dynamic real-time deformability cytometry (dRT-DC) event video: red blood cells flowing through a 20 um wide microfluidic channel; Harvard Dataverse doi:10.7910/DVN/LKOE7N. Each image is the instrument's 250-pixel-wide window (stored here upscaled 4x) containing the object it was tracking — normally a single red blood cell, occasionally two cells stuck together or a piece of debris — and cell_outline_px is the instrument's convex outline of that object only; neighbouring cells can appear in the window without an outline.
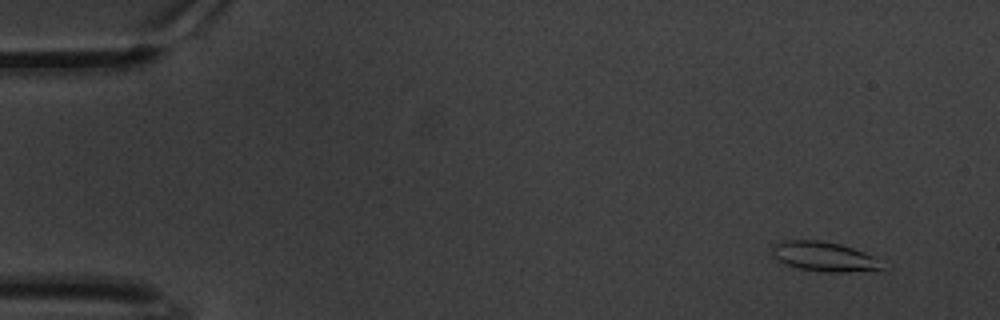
{"species": "common noctule bat (a hibernating species)", "species_latin": "Nyctalus noctula", "temperature_condition": "warm", "stored_images_in_passage": 62, "camera_frame_rate_fps": 3000, "um_per_image_px": 0.085, "animal": {"sex": "male", "body_mass_g": 20.1, "forearm_length_mm": 53.5}, "frame": {"image": 1, "passage_image": 5, "time_ms": 1.333, "image_size_px": [1000, 320], "cell_outline_px": [[884, 272], [824, 272], [800, 268], [784, 264], [772, 252], [772, 244], [784, 240], [816, 240], [840, 244], [864, 252], [872, 256], [884, 268]], "centroid_in_image_um": [70.1, 21.83], "position_along_channel_um": 14.9, "area_um2": 19.02}}
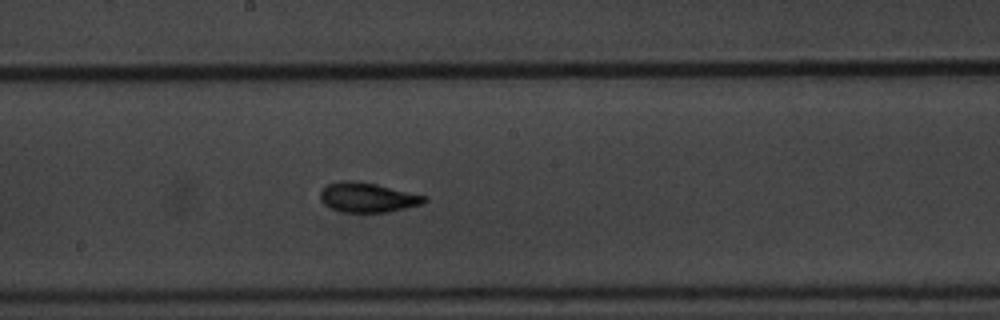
{"frame": {"image": 2, "passage_image": 34, "time_ms": 11.0, "image_size_px": [1000, 320], "cell_outline_px": [[428, 200], [420, 204], [388, 212], [340, 212], [324, 204], [320, 200], [320, 192], [328, 184], [340, 180], [348, 180], [376, 184], [428, 196]], "centroid_in_image_um": [31.23, 16.78], "position_along_channel_um": 217.0, "area_um2": 17.92}}
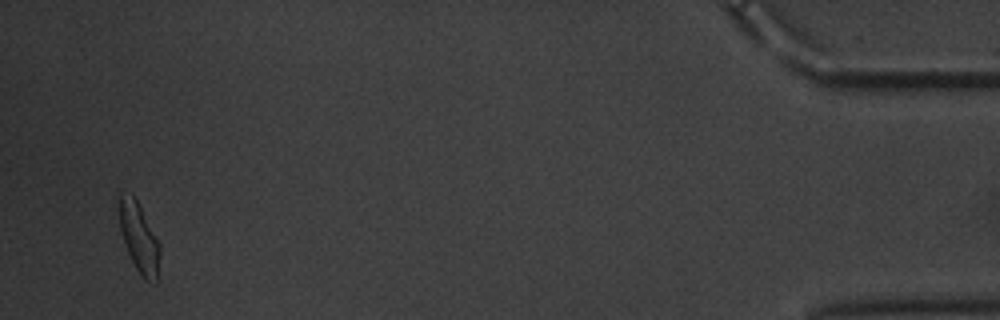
{"frame": {"image": 3, "passage_image": 60, "time_ms": 19.667, "image_size_px": [1000, 320], "cell_outline_px": [[160, 280], [156, 284], [144, 280], [136, 268], [124, 244], [120, 228], [120, 192], [132, 192], [160, 244]], "centroid_in_image_um": [11.87, 20.29], "position_along_channel_um": 423.3, "area_um2": 16.7}, "authors_computed_cell_mechanics": {"area_um2": 17.4845, "velocity_mm_per_s": 3.2928, "shape_relaxation_time_tau1_ms": 3.1987, "shape_relaxation_time_tau2_ms": 3.6694, "deformation_change_tau1": 0.1398, "deformation_change_tau2": 0.1019}}